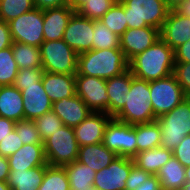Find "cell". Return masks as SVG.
<instances>
[{
	"label": "cell",
	"instance_id": "cell-10",
	"mask_svg": "<svg viewBox=\"0 0 190 190\" xmlns=\"http://www.w3.org/2000/svg\"><path fill=\"white\" fill-rule=\"evenodd\" d=\"M13 42L40 47L44 42L43 10L33 8L8 22Z\"/></svg>",
	"mask_w": 190,
	"mask_h": 190
},
{
	"label": "cell",
	"instance_id": "cell-20",
	"mask_svg": "<svg viewBox=\"0 0 190 190\" xmlns=\"http://www.w3.org/2000/svg\"><path fill=\"white\" fill-rule=\"evenodd\" d=\"M75 13L68 5L43 10L44 41L61 40L71 16Z\"/></svg>",
	"mask_w": 190,
	"mask_h": 190
},
{
	"label": "cell",
	"instance_id": "cell-12",
	"mask_svg": "<svg viewBox=\"0 0 190 190\" xmlns=\"http://www.w3.org/2000/svg\"><path fill=\"white\" fill-rule=\"evenodd\" d=\"M133 165L132 158L117 156L107 167L96 172L93 187L96 190H125Z\"/></svg>",
	"mask_w": 190,
	"mask_h": 190
},
{
	"label": "cell",
	"instance_id": "cell-50",
	"mask_svg": "<svg viewBox=\"0 0 190 190\" xmlns=\"http://www.w3.org/2000/svg\"><path fill=\"white\" fill-rule=\"evenodd\" d=\"M178 15L190 18V0H184L173 9Z\"/></svg>",
	"mask_w": 190,
	"mask_h": 190
},
{
	"label": "cell",
	"instance_id": "cell-7",
	"mask_svg": "<svg viewBox=\"0 0 190 190\" xmlns=\"http://www.w3.org/2000/svg\"><path fill=\"white\" fill-rule=\"evenodd\" d=\"M42 69L51 73L76 74L78 54L63 40L44 41L40 46Z\"/></svg>",
	"mask_w": 190,
	"mask_h": 190
},
{
	"label": "cell",
	"instance_id": "cell-32",
	"mask_svg": "<svg viewBox=\"0 0 190 190\" xmlns=\"http://www.w3.org/2000/svg\"><path fill=\"white\" fill-rule=\"evenodd\" d=\"M100 20L119 37L128 29L124 6L119 0L101 17Z\"/></svg>",
	"mask_w": 190,
	"mask_h": 190
},
{
	"label": "cell",
	"instance_id": "cell-28",
	"mask_svg": "<svg viewBox=\"0 0 190 190\" xmlns=\"http://www.w3.org/2000/svg\"><path fill=\"white\" fill-rule=\"evenodd\" d=\"M69 181L70 190H87L93 187L96 171L79 161L62 166Z\"/></svg>",
	"mask_w": 190,
	"mask_h": 190
},
{
	"label": "cell",
	"instance_id": "cell-31",
	"mask_svg": "<svg viewBox=\"0 0 190 190\" xmlns=\"http://www.w3.org/2000/svg\"><path fill=\"white\" fill-rule=\"evenodd\" d=\"M92 49L120 48V37L107 28L101 20H93Z\"/></svg>",
	"mask_w": 190,
	"mask_h": 190
},
{
	"label": "cell",
	"instance_id": "cell-52",
	"mask_svg": "<svg viewBox=\"0 0 190 190\" xmlns=\"http://www.w3.org/2000/svg\"><path fill=\"white\" fill-rule=\"evenodd\" d=\"M184 0H164L166 3V6L170 9L173 10L176 6H178L180 3H182Z\"/></svg>",
	"mask_w": 190,
	"mask_h": 190
},
{
	"label": "cell",
	"instance_id": "cell-13",
	"mask_svg": "<svg viewBox=\"0 0 190 190\" xmlns=\"http://www.w3.org/2000/svg\"><path fill=\"white\" fill-rule=\"evenodd\" d=\"M93 20L75 12L64 31L63 40L77 53L92 50Z\"/></svg>",
	"mask_w": 190,
	"mask_h": 190
},
{
	"label": "cell",
	"instance_id": "cell-48",
	"mask_svg": "<svg viewBox=\"0 0 190 190\" xmlns=\"http://www.w3.org/2000/svg\"><path fill=\"white\" fill-rule=\"evenodd\" d=\"M15 123L12 120L0 117V141L15 128Z\"/></svg>",
	"mask_w": 190,
	"mask_h": 190
},
{
	"label": "cell",
	"instance_id": "cell-49",
	"mask_svg": "<svg viewBox=\"0 0 190 190\" xmlns=\"http://www.w3.org/2000/svg\"><path fill=\"white\" fill-rule=\"evenodd\" d=\"M10 173V167L7 157L0 156V181L7 182Z\"/></svg>",
	"mask_w": 190,
	"mask_h": 190
},
{
	"label": "cell",
	"instance_id": "cell-21",
	"mask_svg": "<svg viewBox=\"0 0 190 190\" xmlns=\"http://www.w3.org/2000/svg\"><path fill=\"white\" fill-rule=\"evenodd\" d=\"M7 159L10 170H28L47 165L43 144H25Z\"/></svg>",
	"mask_w": 190,
	"mask_h": 190
},
{
	"label": "cell",
	"instance_id": "cell-45",
	"mask_svg": "<svg viewBox=\"0 0 190 190\" xmlns=\"http://www.w3.org/2000/svg\"><path fill=\"white\" fill-rule=\"evenodd\" d=\"M35 8L40 10L59 8L67 5V0H33Z\"/></svg>",
	"mask_w": 190,
	"mask_h": 190
},
{
	"label": "cell",
	"instance_id": "cell-29",
	"mask_svg": "<svg viewBox=\"0 0 190 190\" xmlns=\"http://www.w3.org/2000/svg\"><path fill=\"white\" fill-rule=\"evenodd\" d=\"M137 153L161 146V129L157 120L136 124Z\"/></svg>",
	"mask_w": 190,
	"mask_h": 190
},
{
	"label": "cell",
	"instance_id": "cell-26",
	"mask_svg": "<svg viewBox=\"0 0 190 190\" xmlns=\"http://www.w3.org/2000/svg\"><path fill=\"white\" fill-rule=\"evenodd\" d=\"M45 170L46 165L28 170H10L7 183L12 190H38Z\"/></svg>",
	"mask_w": 190,
	"mask_h": 190
},
{
	"label": "cell",
	"instance_id": "cell-1",
	"mask_svg": "<svg viewBox=\"0 0 190 190\" xmlns=\"http://www.w3.org/2000/svg\"><path fill=\"white\" fill-rule=\"evenodd\" d=\"M174 66V50L161 38L128 62V69L133 76L148 82L171 75Z\"/></svg>",
	"mask_w": 190,
	"mask_h": 190
},
{
	"label": "cell",
	"instance_id": "cell-30",
	"mask_svg": "<svg viewBox=\"0 0 190 190\" xmlns=\"http://www.w3.org/2000/svg\"><path fill=\"white\" fill-rule=\"evenodd\" d=\"M12 52L18 69L42 68L40 47L13 42Z\"/></svg>",
	"mask_w": 190,
	"mask_h": 190
},
{
	"label": "cell",
	"instance_id": "cell-23",
	"mask_svg": "<svg viewBox=\"0 0 190 190\" xmlns=\"http://www.w3.org/2000/svg\"><path fill=\"white\" fill-rule=\"evenodd\" d=\"M0 117L14 122L24 120L22 93L14 85L0 87Z\"/></svg>",
	"mask_w": 190,
	"mask_h": 190
},
{
	"label": "cell",
	"instance_id": "cell-38",
	"mask_svg": "<svg viewBox=\"0 0 190 190\" xmlns=\"http://www.w3.org/2000/svg\"><path fill=\"white\" fill-rule=\"evenodd\" d=\"M17 135L23 144H43V140L32 120H21L15 123Z\"/></svg>",
	"mask_w": 190,
	"mask_h": 190
},
{
	"label": "cell",
	"instance_id": "cell-24",
	"mask_svg": "<svg viewBox=\"0 0 190 190\" xmlns=\"http://www.w3.org/2000/svg\"><path fill=\"white\" fill-rule=\"evenodd\" d=\"M117 156L115 152L109 150L101 142L79 147L77 161L99 172L107 167Z\"/></svg>",
	"mask_w": 190,
	"mask_h": 190
},
{
	"label": "cell",
	"instance_id": "cell-14",
	"mask_svg": "<svg viewBox=\"0 0 190 190\" xmlns=\"http://www.w3.org/2000/svg\"><path fill=\"white\" fill-rule=\"evenodd\" d=\"M160 38V30L151 26L128 28L120 36V49L129 62L136 55L143 53Z\"/></svg>",
	"mask_w": 190,
	"mask_h": 190
},
{
	"label": "cell",
	"instance_id": "cell-37",
	"mask_svg": "<svg viewBox=\"0 0 190 190\" xmlns=\"http://www.w3.org/2000/svg\"><path fill=\"white\" fill-rule=\"evenodd\" d=\"M34 123L43 141L64 125L52 110L35 119Z\"/></svg>",
	"mask_w": 190,
	"mask_h": 190
},
{
	"label": "cell",
	"instance_id": "cell-47",
	"mask_svg": "<svg viewBox=\"0 0 190 190\" xmlns=\"http://www.w3.org/2000/svg\"><path fill=\"white\" fill-rule=\"evenodd\" d=\"M135 190H162V187L158 177L150 175L144 182L136 186Z\"/></svg>",
	"mask_w": 190,
	"mask_h": 190
},
{
	"label": "cell",
	"instance_id": "cell-46",
	"mask_svg": "<svg viewBox=\"0 0 190 190\" xmlns=\"http://www.w3.org/2000/svg\"><path fill=\"white\" fill-rule=\"evenodd\" d=\"M175 62H190V40L174 50Z\"/></svg>",
	"mask_w": 190,
	"mask_h": 190
},
{
	"label": "cell",
	"instance_id": "cell-8",
	"mask_svg": "<svg viewBox=\"0 0 190 190\" xmlns=\"http://www.w3.org/2000/svg\"><path fill=\"white\" fill-rule=\"evenodd\" d=\"M149 89L152 108L157 118L170 112L187 97L173 73L159 80L150 81Z\"/></svg>",
	"mask_w": 190,
	"mask_h": 190
},
{
	"label": "cell",
	"instance_id": "cell-5",
	"mask_svg": "<svg viewBox=\"0 0 190 190\" xmlns=\"http://www.w3.org/2000/svg\"><path fill=\"white\" fill-rule=\"evenodd\" d=\"M161 129V147L173 150L190 135V97L157 119Z\"/></svg>",
	"mask_w": 190,
	"mask_h": 190
},
{
	"label": "cell",
	"instance_id": "cell-22",
	"mask_svg": "<svg viewBox=\"0 0 190 190\" xmlns=\"http://www.w3.org/2000/svg\"><path fill=\"white\" fill-rule=\"evenodd\" d=\"M132 73L126 70L121 75L106 80L109 96V116L115 117L124 107L126 94L130 90Z\"/></svg>",
	"mask_w": 190,
	"mask_h": 190
},
{
	"label": "cell",
	"instance_id": "cell-41",
	"mask_svg": "<svg viewBox=\"0 0 190 190\" xmlns=\"http://www.w3.org/2000/svg\"><path fill=\"white\" fill-rule=\"evenodd\" d=\"M23 142L19 138L14 128L10 134L0 141V156L9 157L23 146Z\"/></svg>",
	"mask_w": 190,
	"mask_h": 190
},
{
	"label": "cell",
	"instance_id": "cell-34",
	"mask_svg": "<svg viewBox=\"0 0 190 190\" xmlns=\"http://www.w3.org/2000/svg\"><path fill=\"white\" fill-rule=\"evenodd\" d=\"M18 70L12 46L0 50V86L13 85Z\"/></svg>",
	"mask_w": 190,
	"mask_h": 190
},
{
	"label": "cell",
	"instance_id": "cell-33",
	"mask_svg": "<svg viewBox=\"0 0 190 190\" xmlns=\"http://www.w3.org/2000/svg\"><path fill=\"white\" fill-rule=\"evenodd\" d=\"M38 190H70L63 167L46 165L43 181Z\"/></svg>",
	"mask_w": 190,
	"mask_h": 190
},
{
	"label": "cell",
	"instance_id": "cell-51",
	"mask_svg": "<svg viewBox=\"0 0 190 190\" xmlns=\"http://www.w3.org/2000/svg\"><path fill=\"white\" fill-rule=\"evenodd\" d=\"M88 0H67V5L77 12Z\"/></svg>",
	"mask_w": 190,
	"mask_h": 190
},
{
	"label": "cell",
	"instance_id": "cell-27",
	"mask_svg": "<svg viewBox=\"0 0 190 190\" xmlns=\"http://www.w3.org/2000/svg\"><path fill=\"white\" fill-rule=\"evenodd\" d=\"M172 150L161 146L137 153L133 158L134 164L149 172L151 175H157L158 171L172 156Z\"/></svg>",
	"mask_w": 190,
	"mask_h": 190
},
{
	"label": "cell",
	"instance_id": "cell-53",
	"mask_svg": "<svg viewBox=\"0 0 190 190\" xmlns=\"http://www.w3.org/2000/svg\"><path fill=\"white\" fill-rule=\"evenodd\" d=\"M0 190H12L7 182L0 181Z\"/></svg>",
	"mask_w": 190,
	"mask_h": 190
},
{
	"label": "cell",
	"instance_id": "cell-3",
	"mask_svg": "<svg viewBox=\"0 0 190 190\" xmlns=\"http://www.w3.org/2000/svg\"><path fill=\"white\" fill-rule=\"evenodd\" d=\"M123 109L114 117L127 124H142L155 121L157 117L151 103L149 82L133 76Z\"/></svg>",
	"mask_w": 190,
	"mask_h": 190
},
{
	"label": "cell",
	"instance_id": "cell-40",
	"mask_svg": "<svg viewBox=\"0 0 190 190\" xmlns=\"http://www.w3.org/2000/svg\"><path fill=\"white\" fill-rule=\"evenodd\" d=\"M173 74L185 95L190 97V62H175Z\"/></svg>",
	"mask_w": 190,
	"mask_h": 190
},
{
	"label": "cell",
	"instance_id": "cell-42",
	"mask_svg": "<svg viewBox=\"0 0 190 190\" xmlns=\"http://www.w3.org/2000/svg\"><path fill=\"white\" fill-rule=\"evenodd\" d=\"M173 156L186 168L190 166V135H186L183 140L172 150Z\"/></svg>",
	"mask_w": 190,
	"mask_h": 190
},
{
	"label": "cell",
	"instance_id": "cell-9",
	"mask_svg": "<svg viewBox=\"0 0 190 190\" xmlns=\"http://www.w3.org/2000/svg\"><path fill=\"white\" fill-rule=\"evenodd\" d=\"M102 143L118 156L133 159L137 155L136 124L112 117L106 125Z\"/></svg>",
	"mask_w": 190,
	"mask_h": 190
},
{
	"label": "cell",
	"instance_id": "cell-16",
	"mask_svg": "<svg viewBox=\"0 0 190 190\" xmlns=\"http://www.w3.org/2000/svg\"><path fill=\"white\" fill-rule=\"evenodd\" d=\"M24 106V120L39 118L52 110V102L44 90L42 81L35 85L23 86L21 91Z\"/></svg>",
	"mask_w": 190,
	"mask_h": 190
},
{
	"label": "cell",
	"instance_id": "cell-54",
	"mask_svg": "<svg viewBox=\"0 0 190 190\" xmlns=\"http://www.w3.org/2000/svg\"><path fill=\"white\" fill-rule=\"evenodd\" d=\"M186 182L190 183V166L185 168Z\"/></svg>",
	"mask_w": 190,
	"mask_h": 190
},
{
	"label": "cell",
	"instance_id": "cell-43",
	"mask_svg": "<svg viewBox=\"0 0 190 190\" xmlns=\"http://www.w3.org/2000/svg\"><path fill=\"white\" fill-rule=\"evenodd\" d=\"M151 174L138 168L135 164L131 167V172L126 180L125 190H135L141 182H144Z\"/></svg>",
	"mask_w": 190,
	"mask_h": 190
},
{
	"label": "cell",
	"instance_id": "cell-15",
	"mask_svg": "<svg viewBox=\"0 0 190 190\" xmlns=\"http://www.w3.org/2000/svg\"><path fill=\"white\" fill-rule=\"evenodd\" d=\"M112 117L104 112H91L79 125L74 127L80 147L101 143L106 125Z\"/></svg>",
	"mask_w": 190,
	"mask_h": 190
},
{
	"label": "cell",
	"instance_id": "cell-2",
	"mask_svg": "<svg viewBox=\"0 0 190 190\" xmlns=\"http://www.w3.org/2000/svg\"><path fill=\"white\" fill-rule=\"evenodd\" d=\"M128 70V61L120 48L92 49L78 54L77 73L110 79Z\"/></svg>",
	"mask_w": 190,
	"mask_h": 190
},
{
	"label": "cell",
	"instance_id": "cell-39",
	"mask_svg": "<svg viewBox=\"0 0 190 190\" xmlns=\"http://www.w3.org/2000/svg\"><path fill=\"white\" fill-rule=\"evenodd\" d=\"M43 72L42 68L19 69L13 85L22 91L23 86L35 85V83L41 82Z\"/></svg>",
	"mask_w": 190,
	"mask_h": 190
},
{
	"label": "cell",
	"instance_id": "cell-19",
	"mask_svg": "<svg viewBox=\"0 0 190 190\" xmlns=\"http://www.w3.org/2000/svg\"><path fill=\"white\" fill-rule=\"evenodd\" d=\"M42 85L52 103L76 94L75 74H60L44 71Z\"/></svg>",
	"mask_w": 190,
	"mask_h": 190
},
{
	"label": "cell",
	"instance_id": "cell-44",
	"mask_svg": "<svg viewBox=\"0 0 190 190\" xmlns=\"http://www.w3.org/2000/svg\"><path fill=\"white\" fill-rule=\"evenodd\" d=\"M13 44L10 27L7 22L0 20V50L11 47Z\"/></svg>",
	"mask_w": 190,
	"mask_h": 190
},
{
	"label": "cell",
	"instance_id": "cell-11",
	"mask_svg": "<svg viewBox=\"0 0 190 190\" xmlns=\"http://www.w3.org/2000/svg\"><path fill=\"white\" fill-rule=\"evenodd\" d=\"M76 95L92 112H104L109 115V96L106 79L87 75H75Z\"/></svg>",
	"mask_w": 190,
	"mask_h": 190
},
{
	"label": "cell",
	"instance_id": "cell-25",
	"mask_svg": "<svg viewBox=\"0 0 190 190\" xmlns=\"http://www.w3.org/2000/svg\"><path fill=\"white\" fill-rule=\"evenodd\" d=\"M156 176L161 183L162 190H182L187 183L185 167L173 155L160 168Z\"/></svg>",
	"mask_w": 190,
	"mask_h": 190
},
{
	"label": "cell",
	"instance_id": "cell-6",
	"mask_svg": "<svg viewBox=\"0 0 190 190\" xmlns=\"http://www.w3.org/2000/svg\"><path fill=\"white\" fill-rule=\"evenodd\" d=\"M44 153L49 166H65L78 159L79 144L73 127L63 125L43 141Z\"/></svg>",
	"mask_w": 190,
	"mask_h": 190
},
{
	"label": "cell",
	"instance_id": "cell-35",
	"mask_svg": "<svg viewBox=\"0 0 190 190\" xmlns=\"http://www.w3.org/2000/svg\"><path fill=\"white\" fill-rule=\"evenodd\" d=\"M33 8V0H0V20L8 23Z\"/></svg>",
	"mask_w": 190,
	"mask_h": 190
},
{
	"label": "cell",
	"instance_id": "cell-18",
	"mask_svg": "<svg viewBox=\"0 0 190 190\" xmlns=\"http://www.w3.org/2000/svg\"><path fill=\"white\" fill-rule=\"evenodd\" d=\"M52 111L58 115L64 125L73 128L92 112L76 94L52 103Z\"/></svg>",
	"mask_w": 190,
	"mask_h": 190
},
{
	"label": "cell",
	"instance_id": "cell-17",
	"mask_svg": "<svg viewBox=\"0 0 190 190\" xmlns=\"http://www.w3.org/2000/svg\"><path fill=\"white\" fill-rule=\"evenodd\" d=\"M160 38L175 50L190 40V18L170 10L160 29Z\"/></svg>",
	"mask_w": 190,
	"mask_h": 190
},
{
	"label": "cell",
	"instance_id": "cell-55",
	"mask_svg": "<svg viewBox=\"0 0 190 190\" xmlns=\"http://www.w3.org/2000/svg\"><path fill=\"white\" fill-rule=\"evenodd\" d=\"M182 190H190V183H186Z\"/></svg>",
	"mask_w": 190,
	"mask_h": 190
},
{
	"label": "cell",
	"instance_id": "cell-4",
	"mask_svg": "<svg viewBox=\"0 0 190 190\" xmlns=\"http://www.w3.org/2000/svg\"><path fill=\"white\" fill-rule=\"evenodd\" d=\"M124 6L128 28L151 26L161 29L170 9L164 0H119Z\"/></svg>",
	"mask_w": 190,
	"mask_h": 190
},
{
	"label": "cell",
	"instance_id": "cell-36",
	"mask_svg": "<svg viewBox=\"0 0 190 190\" xmlns=\"http://www.w3.org/2000/svg\"><path fill=\"white\" fill-rule=\"evenodd\" d=\"M118 0H88L77 13L91 20H100L101 17L117 2Z\"/></svg>",
	"mask_w": 190,
	"mask_h": 190
}]
</instances>
